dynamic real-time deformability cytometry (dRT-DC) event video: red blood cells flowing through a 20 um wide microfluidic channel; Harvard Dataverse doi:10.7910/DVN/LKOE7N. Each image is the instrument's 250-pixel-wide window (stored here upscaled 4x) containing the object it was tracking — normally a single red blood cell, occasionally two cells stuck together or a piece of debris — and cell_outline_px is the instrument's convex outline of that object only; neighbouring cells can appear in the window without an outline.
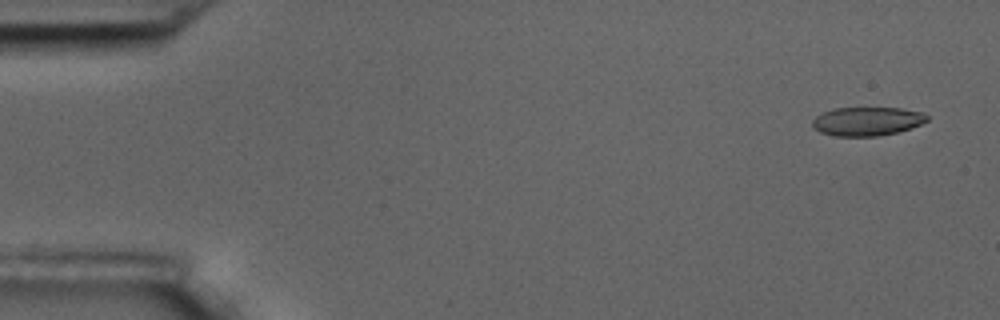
{"species": "common noctule bat (a hibernating species)", "species_latin": "Nyctalus noctula", "temperature_condition": "room temperature", "stored_images_in_passage": 6, "camera_frame_rate_fps": 3000, "um_per_image_px": 0.085, "animal": {"sex": "male", "body_mass_g": 17.5, "forearm_length_mm": 52.3}, "frame": {"image": 1, "passage_image": 1, "time_ms": 0.0, "image_size_px": [1000, 320], "cell_outline_px": [[928, 120], [912, 128], [896, 132], [876, 136], [832, 136], [820, 132], [812, 128], [812, 120], [816, 116], [824, 112], [836, 108], [900, 108], [924, 112], [928, 116]], "centroid_in_image_um": [73.69, 10.31], "position_along_channel_um": 11.3, "area_um2": 19.25}}